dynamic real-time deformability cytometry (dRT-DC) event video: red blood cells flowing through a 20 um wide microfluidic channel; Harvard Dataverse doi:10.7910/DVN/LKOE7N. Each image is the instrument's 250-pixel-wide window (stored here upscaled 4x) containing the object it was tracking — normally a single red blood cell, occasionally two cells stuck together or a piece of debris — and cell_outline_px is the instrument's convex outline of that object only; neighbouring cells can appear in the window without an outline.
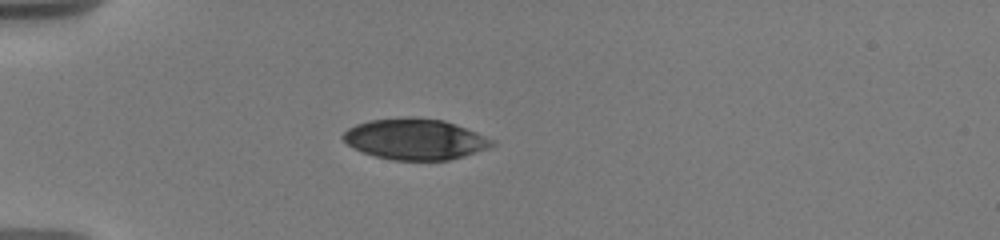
{"species": "human", "species_latin": "Homo sapiens", "temperature_condition": "warm", "stored_images_in_passage": 49, "camera_frame_rate_fps": 3000, "um_per_image_px": 0.085, "donor": {"sex": "male"}, "frame": {"image": 1, "passage_image": 1, "time_ms": 0.0, "image_size_px": [1000, 240], "cell_outline_px": [[496, 144], [464, 156], [448, 160], [392, 160], [376, 156], [352, 148], [340, 136], [348, 128], [356, 124], [372, 120], [408, 116], [444, 120], [456, 124], [476, 132], [492, 140]], "centroid_in_image_um": [35.25, 11.82], "position_along_channel_um": 49.8, "area_um2": 35.32}}
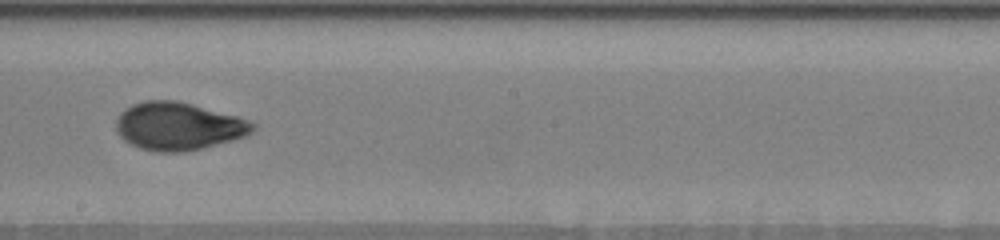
{"frame": {"image": 2, "passage_image": 18, "time_ms": 5.667, "image_size_px": [1000, 240], "cell_outline_px": [[256, 128], [244, 136], [232, 140], [184, 152], [156, 152], [140, 148], [128, 144], [116, 132], [116, 120], [120, 112], [124, 108], [132, 104], [144, 100], [176, 100], [192, 104], [236, 116], [248, 120], [256, 124]], "centroid_in_image_um": [15.1, 10.72], "position_along_channel_um": 233.1, "area_um2": 38.09}}
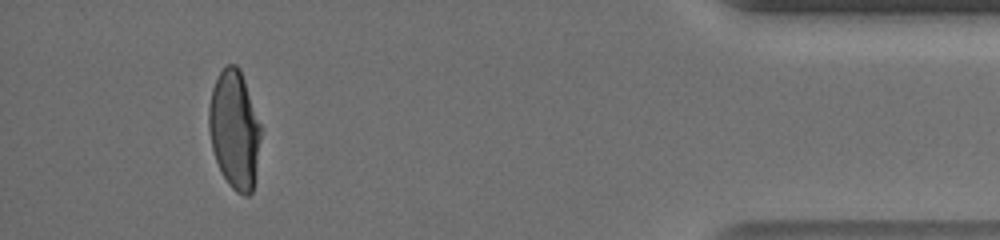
{"frame": {"image": 3, "passage_image": 44, "time_ms": 12.0, "image_size_px": [1000, 240], "cell_outline_px": [[260, 136], [252, 192], [248, 196], [244, 196], [236, 192], [228, 184], [216, 160], [212, 148], [208, 128], [208, 108], [212, 88], [220, 72], [228, 64], [236, 64], [240, 68], [260, 124]], "centroid_in_image_um": [19.9, 11.0], "position_along_channel_um": 415.3, "area_um2": 35.32}, "authors_computed_cell_mechanics": {"area_um2": 37.0498, "velocity_mm_per_s": 3.6565, "shape_relaxation_time_tau1_ms": 5.3452, "shape_relaxation_time_tau2_ms": 1.1595, "deformation_change_tau1": 0.196, "deformation_change_tau2": 0.053}}